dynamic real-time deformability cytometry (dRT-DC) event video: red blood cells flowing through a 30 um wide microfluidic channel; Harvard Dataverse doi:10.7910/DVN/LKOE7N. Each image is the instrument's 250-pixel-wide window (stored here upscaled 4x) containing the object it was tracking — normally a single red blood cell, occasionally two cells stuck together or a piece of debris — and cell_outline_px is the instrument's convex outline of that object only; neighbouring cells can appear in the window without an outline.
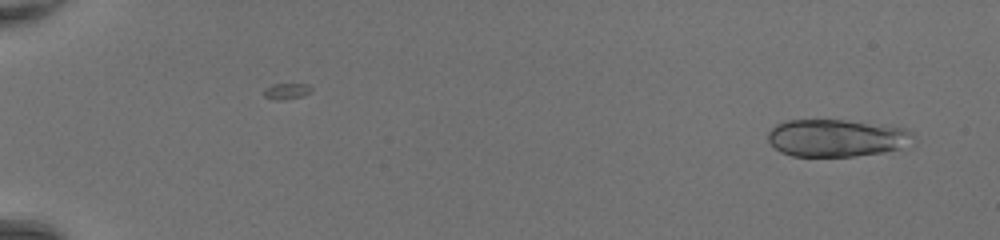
{"species": "common noctule bat (a hibernating species)", "species_latin": "Nyctalus noctula", "temperature_condition": "room temperature", "stored_images_in_passage": 20, "camera_frame_rate_fps": 3000, "um_per_image_px": 0.085, "animal": {"sex": "female", "body_mass_g": 20.0, "forearm_length_mm": 54.0}, "frame": {"image": 1, "passage_image": 2, "time_ms": 0.333, "image_size_px": [1000, 240], "cell_outline_px": [[916, 144], [884, 152], [852, 156], [792, 156], [780, 152], [768, 140], [768, 132], [776, 124], [784, 120], [844, 120], [904, 128], [912, 132], [916, 136]], "centroid_in_image_um": [71.15, 11.73], "position_along_channel_um": 13.8, "area_um2": 31.85}}
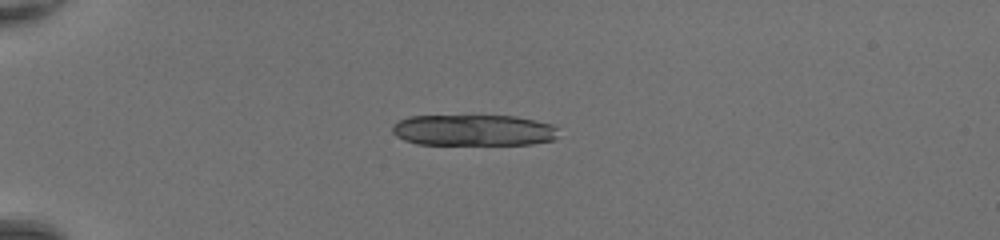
{"frame": {"image": 2, "passage_image": 13, "time_ms": 4.0, "image_size_px": [1000, 240], "cell_outline_px": [[560, 128], [556, 140], [532, 144], [416, 144], [404, 140], [396, 136], [392, 132], [392, 124], [396, 120], [408, 116], [516, 116], [536, 120], [552, 124]], "centroid_in_image_um": [40.27, 11.06], "position_along_channel_um": 44.7, "area_um2": 30.63}}